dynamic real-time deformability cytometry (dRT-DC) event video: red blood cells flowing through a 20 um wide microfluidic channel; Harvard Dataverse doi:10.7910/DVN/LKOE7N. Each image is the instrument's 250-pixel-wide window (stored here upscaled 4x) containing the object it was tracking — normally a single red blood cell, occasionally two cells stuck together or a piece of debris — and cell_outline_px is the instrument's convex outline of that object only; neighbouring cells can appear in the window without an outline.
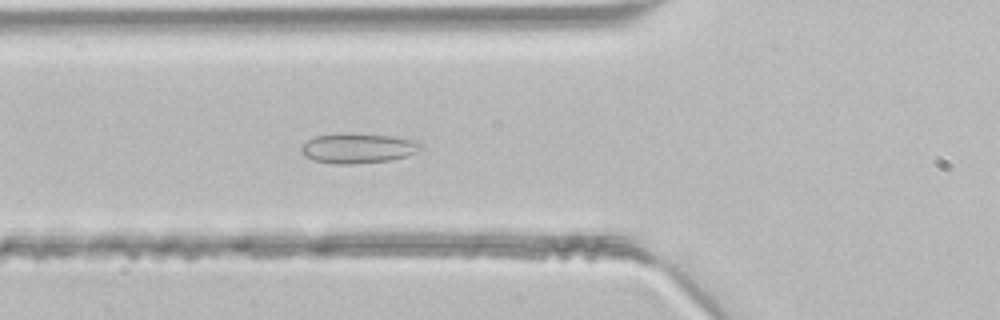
{"species": "common noctule bat (a hibernating species)", "species_latin": "Nyctalus noctula", "temperature_condition": "room temperature", "stored_images_in_passage": 47, "camera_frame_rate_fps": 3000, "um_per_image_px": 0.085, "animal": {"sex": "male", "body_mass_g": 21.5, "forearm_length_mm": 52.0}, "frame": {"image": 1, "passage_image": 16, "time_ms": 5.0, "image_size_px": [1000, 320], "cell_outline_px": [[424, 148], [416, 152], [404, 156], [388, 160], [352, 164], [336, 164], [312, 160], [304, 156], [300, 152], [300, 148], [308, 140], [316, 136], [392, 136], [412, 140], [424, 144]], "centroid_in_image_um": [30.43, 12.65], "position_along_channel_um": 95.4, "area_um2": 19.83}}
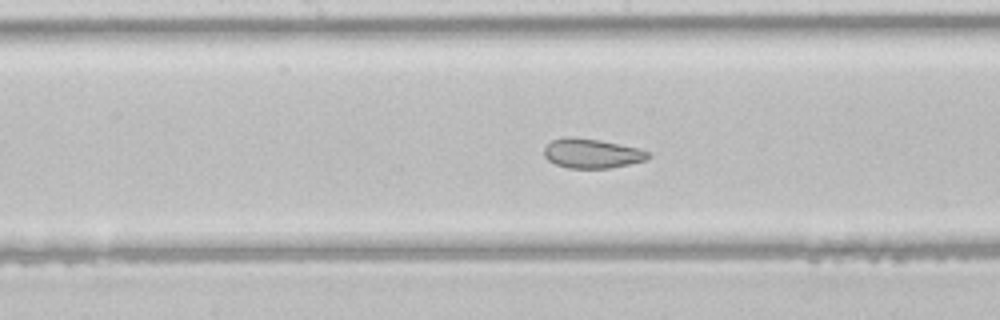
{"frame": {"image": 2, "passage_image": 23, "time_ms": 7.333, "image_size_px": [1000, 320], "cell_outline_px": [[652, 156], [648, 160], [608, 168], [568, 168], [556, 164], [548, 160], [544, 156], [544, 148], [552, 140], [568, 136], [572, 136], [600, 140], [640, 148], [648, 152]], "centroid_in_image_um": [50.32, 13.03], "position_along_channel_um": 197.9, "area_um2": 17.98}}
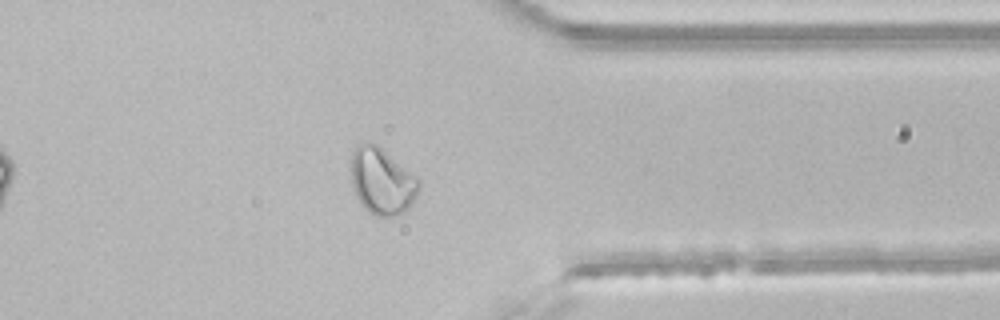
{"frame": {"image": 3, "passage_image": 36, "time_ms": 11.667, "image_size_px": [1000, 320], "cell_outline_px": [[420, 188], [416, 196], [408, 208], [404, 212], [396, 216], [376, 216], [368, 212], [360, 204], [356, 196], [352, 184], [352, 152], [356, 144], [376, 144], [416, 176], [420, 180]], "centroid_in_image_um": [32.47, 15.44], "position_along_channel_um": 378.9, "area_um2": 26.07}}